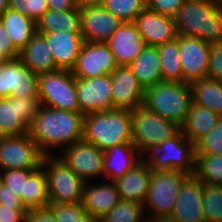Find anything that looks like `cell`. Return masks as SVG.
I'll use <instances>...</instances> for the list:
<instances>
[{
    "mask_svg": "<svg viewBox=\"0 0 222 222\" xmlns=\"http://www.w3.org/2000/svg\"><path fill=\"white\" fill-rule=\"evenodd\" d=\"M102 6L122 22H134L147 8L146 0H104Z\"/></svg>",
    "mask_w": 222,
    "mask_h": 222,
    "instance_id": "8d00e7d4",
    "label": "cell"
},
{
    "mask_svg": "<svg viewBox=\"0 0 222 222\" xmlns=\"http://www.w3.org/2000/svg\"><path fill=\"white\" fill-rule=\"evenodd\" d=\"M47 2L50 10L67 11L77 7L75 0H47Z\"/></svg>",
    "mask_w": 222,
    "mask_h": 222,
    "instance_id": "c3c4849f",
    "label": "cell"
},
{
    "mask_svg": "<svg viewBox=\"0 0 222 222\" xmlns=\"http://www.w3.org/2000/svg\"><path fill=\"white\" fill-rule=\"evenodd\" d=\"M178 35L198 37L209 44L222 42V2L186 0L174 16Z\"/></svg>",
    "mask_w": 222,
    "mask_h": 222,
    "instance_id": "7a4b0ae2",
    "label": "cell"
},
{
    "mask_svg": "<svg viewBox=\"0 0 222 222\" xmlns=\"http://www.w3.org/2000/svg\"><path fill=\"white\" fill-rule=\"evenodd\" d=\"M61 153V160L85 182L91 178H99L100 175L104 176V151L96 145L82 140L69 145Z\"/></svg>",
    "mask_w": 222,
    "mask_h": 222,
    "instance_id": "5bb4252c",
    "label": "cell"
},
{
    "mask_svg": "<svg viewBox=\"0 0 222 222\" xmlns=\"http://www.w3.org/2000/svg\"><path fill=\"white\" fill-rule=\"evenodd\" d=\"M9 9L23 14V9H25V0H9Z\"/></svg>",
    "mask_w": 222,
    "mask_h": 222,
    "instance_id": "681fc988",
    "label": "cell"
},
{
    "mask_svg": "<svg viewBox=\"0 0 222 222\" xmlns=\"http://www.w3.org/2000/svg\"><path fill=\"white\" fill-rule=\"evenodd\" d=\"M21 199L28 209L49 207L47 177L42 166L28 176Z\"/></svg>",
    "mask_w": 222,
    "mask_h": 222,
    "instance_id": "1f68e13d",
    "label": "cell"
},
{
    "mask_svg": "<svg viewBox=\"0 0 222 222\" xmlns=\"http://www.w3.org/2000/svg\"><path fill=\"white\" fill-rule=\"evenodd\" d=\"M38 97V75L19 59H8L0 64V99Z\"/></svg>",
    "mask_w": 222,
    "mask_h": 222,
    "instance_id": "4fadbf2b",
    "label": "cell"
},
{
    "mask_svg": "<svg viewBox=\"0 0 222 222\" xmlns=\"http://www.w3.org/2000/svg\"><path fill=\"white\" fill-rule=\"evenodd\" d=\"M105 43L118 66H129L146 46L133 22H123Z\"/></svg>",
    "mask_w": 222,
    "mask_h": 222,
    "instance_id": "44dd1931",
    "label": "cell"
},
{
    "mask_svg": "<svg viewBox=\"0 0 222 222\" xmlns=\"http://www.w3.org/2000/svg\"><path fill=\"white\" fill-rule=\"evenodd\" d=\"M58 31L81 32L79 7L67 11L48 9L36 21V32L40 34Z\"/></svg>",
    "mask_w": 222,
    "mask_h": 222,
    "instance_id": "f546056e",
    "label": "cell"
},
{
    "mask_svg": "<svg viewBox=\"0 0 222 222\" xmlns=\"http://www.w3.org/2000/svg\"><path fill=\"white\" fill-rule=\"evenodd\" d=\"M121 198L117 187L113 181L105 183H96V185H88L85 183L82 205L89 216L101 219L105 214L111 211Z\"/></svg>",
    "mask_w": 222,
    "mask_h": 222,
    "instance_id": "603a6c76",
    "label": "cell"
},
{
    "mask_svg": "<svg viewBox=\"0 0 222 222\" xmlns=\"http://www.w3.org/2000/svg\"><path fill=\"white\" fill-rule=\"evenodd\" d=\"M8 60L1 52H0V64Z\"/></svg>",
    "mask_w": 222,
    "mask_h": 222,
    "instance_id": "db71d44e",
    "label": "cell"
},
{
    "mask_svg": "<svg viewBox=\"0 0 222 222\" xmlns=\"http://www.w3.org/2000/svg\"><path fill=\"white\" fill-rule=\"evenodd\" d=\"M117 67L106 43L84 41L71 73L76 79L94 78L111 75Z\"/></svg>",
    "mask_w": 222,
    "mask_h": 222,
    "instance_id": "7c38bea8",
    "label": "cell"
},
{
    "mask_svg": "<svg viewBox=\"0 0 222 222\" xmlns=\"http://www.w3.org/2000/svg\"><path fill=\"white\" fill-rule=\"evenodd\" d=\"M42 167L47 177L49 205L82 202L85 181L56 155H45Z\"/></svg>",
    "mask_w": 222,
    "mask_h": 222,
    "instance_id": "ba28073f",
    "label": "cell"
},
{
    "mask_svg": "<svg viewBox=\"0 0 222 222\" xmlns=\"http://www.w3.org/2000/svg\"><path fill=\"white\" fill-rule=\"evenodd\" d=\"M147 222H173L170 219L166 218V219H154L151 221H147Z\"/></svg>",
    "mask_w": 222,
    "mask_h": 222,
    "instance_id": "f5cc1de1",
    "label": "cell"
},
{
    "mask_svg": "<svg viewBox=\"0 0 222 222\" xmlns=\"http://www.w3.org/2000/svg\"><path fill=\"white\" fill-rule=\"evenodd\" d=\"M220 118L221 116L208 108L191 102L187 117L180 126V131L195 144L218 124Z\"/></svg>",
    "mask_w": 222,
    "mask_h": 222,
    "instance_id": "4316f807",
    "label": "cell"
},
{
    "mask_svg": "<svg viewBox=\"0 0 222 222\" xmlns=\"http://www.w3.org/2000/svg\"><path fill=\"white\" fill-rule=\"evenodd\" d=\"M25 222H58L52 209L45 208H32L26 214Z\"/></svg>",
    "mask_w": 222,
    "mask_h": 222,
    "instance_id": "f6af8a7d",
    "label": "cell"
},
{
    "mask_svg": "<svg viewBox=\"0 0 222 222\" xmlns=\"http://www.w3.org/2000/svg\"><path fill=\"white\" fill-rule=\"evenodd\" d=\"M77 7L102 5L104 0H75Z\"/></svg>",
    "mask_w": 222,
    "mask_h": 222,
    "instance_id": "f907efd6",
    "label": "cell"
},
{
    "mask_svg": "<svg viewBox=\"0 0 222 222\" xmlns=\"http://www.w3.org/2000/svg\"><path fill=\"white\" fill-rule=\"evenodd\" d=\"M194 146L195 154L222 155V117L218 124Z\"/></svg>",
    "mask_w": 222,
    "mask_h": 222,
    "instance_id": "f35d334b",
    "label": "cell"
},
{
    "mask_svg": "<svg viewBox=\"0 0 222 222\" xmlns=\"http://www.w3.org/2000/svg\"><path fill=\"white\" fill-rule=\"evenodd\" d=\"M133 23L146 46L157 47L174 41L178 36L174 17L159 14L147 8L135 18Z\"/></svg>",
    "mask_w": 222,
    "mask_h": 222,
    "instance_id": "d6986e66",
    "label": "cell"
},
{
    "mask_svg": "<svg viewBox=\"0 0 222 222\" xmlns=\"http://www.w3.org/2000/svg\"><path fill=\"white\" fill-rule=\"evenodd\" d=\"M60 70L71 71L83 45L81 32H50L42 34Z\"/></svg>",
    "mask_w": 222,
    "mask_h": 222,
    "instance_id": "7402d4cb",
    "label": "cell"
},
{
    "mask_svg": "<svg viewBox=\"0 0 222 222\" xmlns=\"http://www.w3.org/2000/svg\"><path fill=\"white\" fill-rule=\"evenodd\" d=\"M58 222H98L88 215L82 202L49 205Z\"/></svg>",
    "mask_w": 222,
    "mask_h": 222,
    "instance_id": "74e56055",
    "label": "cell"
},
{
    "mask_svg": "<svg viewBox=\"0 0 222 222\" xmlns=\"http://www.w3.org/2000/svg\"><path fill=\"white\" fill-rule=\"evenodd\" d=\"M41 103L38 97L9 96L0 99V137L29 133Z\"/></svg>",
    "mask_w": 222,
    "mask_h": 222,
    "instance_id": "30bf717a",
    "label": "cell"
},
{
    "mask_svg": "<svg viewBox=\"0 0 222 222\" xmlns=\"http://www.w3.org/2000/svg\"><path fill=\"white\" fill-rule=\"evenodd\" d=\"M142 157L133 143L111 147L104 151V176L114 182L137 165Z\"/></svg>",
    "mask_w": 222,
    "mask_h": 222,
    "instance_id": "d4e9b609",
    "label": "cell"
},
{
    "mask_svg": "<svg viewBox=\"0 0 222 222\" xmlns=\"http://www.w3.org/2000/svg\"><path fill=\"white\" fill-rule=\"evenodd\" d=\"M211 44L198 37L179 35L183 82L191 83L207 77Z\"/></svg>",
    "mask_w": 222,
    "mask_h": 222,
    "instance_id": "2e32d148",
    "label": "cell"
},
{
    "mask_svg": "<svg viewBox=\"0 0 222 222\" xmlns=\"http://www.w3.org/2000/svg\"><path fill=\"white\" fill-rule=\"evenodd\" d=\"M113 109L133 111L143 106L144 88L129 66H118L110 75Z\"/></svg>",
    "mask_w": 222,
    "mask_h": 222,
    "instance_id": "ac0fdd59",
    "label": "cell"
},
{
    "mask_svg": "<svg viewBox=\"0 0 222 222\" xmlns=\"http://www.w3.org/2000/svg\"><path fill=\"white\" fill-rule=\"evenodd\" d=\"M13 46L20 52L36 33V22L15 10L8 9L0 16Z\"/></svg>",
    "mask_w": 222,
    "mask_h": 222,
    "instance_id": "f1b7e54d",
    "label": "cell"
},
{
    "mask_svg": "<svg viewBox=\"0 0 222 222\" xmlns=\"http://www.w3.org/2000/svg\"><path fill=\"white\" fill-rule=\"evenodd\" d=\"M202 183L222 186V155L195 154V174Z\"/></svg>",
    "mask_w": 222,
    "mask_h": 222,
    "instance_id": "836d02e7",
    "label": "cell"
},
{
    "mask_svg": "<svg viewBox=\"0 0 222 222\" xmlns=\"http://www.w3.org/2000/svg\"><path fill=\"white\" fill-rule=\"evenodd\" d=\"M29 210H14L13 207L0 204V222H25Z\"/></svg>",
    "mask_w": 222,
    "mask_h": 222,
    "instance_id": "7dc6e473",
    "label": "cell"
},
{
    "mask_svg": "<svg viewBox=\"0 0 222 222\" xmlns=\"http://www.w3.org/2000/svg\"><path fill=\"white\" fill-rule=\"evenodd\" d=\"M36 169H10L1 170L0 177L1 182L4 183L8 188L21 197L24 194V183H26L28 176Z\"/></svg>",
    "mask_w": 222,
    "mask_h": 222,
    "instance_id": "ab89813d",
    "label": "cell"
},
{
    "mask_svg": "<svg viewBox=\"0 0 222 222\" xmlns=\"http://www.w3.org/2000/svg\"><path fill=\"white\" fill-rule=\"evenodd\" d=\"M129 68L144 89L162 82L160 55L157 47L145 46Z\"/></svg>",
    "mask_w": 222,
    "mask_h": 222,
    "instance_id": "83f0119b",
    "label": "cell"
},
{
    "mask_svg": "<svg viewBox=\"0 0 222 222\" xmlns=\"http://www.w3.org/2000/svg\"><path fill=\"white\" fill-rule=\"evenodd\" d=\"M186 0H146L147 9L174 17Z\"/></svg>",
    "mask_w": 222,
    "mask_h": 222,
    "instance_id": "b9f144b4",
    "label": "cell"
},
{
    "mask_svg": "<svg viewBox=\"0 0 222 222\" xmlns=\"http://www.w3.org/2000/svg\"><path fill=\"white\" fill-rule=\"evenodd\" d=\"M76 95L79 112L84 115L113 109L110 75L76 79Z\"/></svg>",
    "mask_w": 222,
    "mask_h": 222,
    "instance_id": "9a60e30c",
    "label": "cell"
},
{
    "mask_svg": "<svg viewBox=\"0 0 222 222\" xmlns=\"http://www.w3.org/2000/svg\"><path fill=\"white\" fill-rule=\"evenodd\" d=\"M132 111L112 109L84 115L83 140L105 151L132 143Z\"/></svg>",
    "mask_w": 222,
    "mask_h": 222,
    "instance_id": "3957f363",
    "label": "cell"
},
{
    "mask_svg": "<svg viewBox=\"0 0 222 222\" xmlns=\"http://www.w3.org/2000/svg\"><path fill=\"white\" fill-rule=\"evenodd\" d=\"M202 208L206 222H222V186L203 183Z\"/></svg>",
    "mask_w": 222,
    "mask_h": 222,
    "instance_id": "d590c367",
    "label": "cell"
},
{
    "mask_svg": "<svg viewBox=\"0 0 222 222\" xmlns=\"http://www.w3.org/2000/svg\"><path fill=\"white\" fill-rule=\"evenodd\" d=\"M38 98L42 106L79 112L76 78L69 70H56L38 75Z\"/></svg>",
    "mask_w": 222,
    "mask_h": 222,
    "instance_id": "9c48e42d",
    "label": "cell"
},
{
    "mask_svg": "<svg viewBox=\"0 0 222 222\" xmlns=\"http://www.w3.org/2000/svg\"><path fill=\"white\" fill-rule=\"evenodd\" d=\"M143 159L152 172L182 171L188 175L195 174V146L179 130L170 139L165 140L148 152Z\"/></svg>",
    "mask_w": 222,
    "mask_h": 222,
    "instance_id": "8992f818",
    "label": "cell"
},
{
    "mask_svg": "<svg viewBox=\"0 0 222 222\" xmlns=\"http://www.w3.org/2000/svg\"><path fill=\"white\" fill-rule=\"evenodd\" d=\"M192 102L222 117V81L205 77L190 83Z\"/></svg>",
    "mask_w": 222,
    "mask_h": 222,
    "instance_id": "4dcf8cb0",
    "label": "cell"
},
{
    "mask_svg": "<svg viewBox=\"0 0 222 222\" xmlns=\"http://www.w3.org/2000/svg\"><path fill=\"white\" fill-rule=\"evenodd\" d=\"M203 183L190 175L183 183L171 216L173 222H206L202 208Z\"/></svg>",
    "mask_w": 222,
    "mask_h": 222,
    "instance_id": "ffe728a7",
    "label": "cell"
},
{
    "mask_svg": "<svg viewBox=\"0 0 222 222\" xmlns=\"http://www.w3.org/2000/svg\"><path fill=\"white\" fill-rule=\"evenodd\" d=\"M132 143L144 157L165 140L170 139L180 127L173 121L140 106L132 111Z\"/></svg>",
    "mask_w": 222,
    "mask_h": 222,
    "instance_id": "52a82bcc",
    "label": "cell"
},
{
    "mask_svg": "<svg viewBox=\"0 0 222 222\" xmlns=\"http://www.w3.org/2000/svg\"><path fill=\"white\" fill-rule=\"evenodd\" d=\"M9 9V0H0V16Z\"/></svg>",
    "mask_w": 222,
    "mask_h": 222,
    "instance_id": "816d5d0a",
    "label": "cell"
},
{
    "mask_svg": "<svg viewBox=\"0 0 222 222\" xmlns=\"http://www.w3.org/2000/svg\"><path fill=\"white\" fill-rule=\"evenodd\" d=\"M160 55L162 82L183 83V70L180 61L179 35L174 41L157 46Z\"/></svg>",
    "mask_w": 222,
    "mask_h": 222,
    "instance_id": "d6a6232c",
    "label": "cell"
},
{
    "mask_svg": "<svg viewBox=\"0 0 222 222\" xmlns=\"http://www.w3.org/2000/svg\"><path fill=\"white\" fill-rule=\"evenodd\" d=\"M45 154L29 133L0 137V169H39Z\"/></svg>",
    "mask_w": 222,
    "mask_h": 222,
    "instance_id": "8fae6325",
    "label": "cell"
},
{
    "mask_svg": "<svg viewBox=\"0 0 222 222\" xmlns=\"http://www.w3.org/2000/svg\"><path fill=\"white\" fill-rule=\"evenodd\" d=\"M18 59L37 75L59 70L44 36L38 32L19 52Z\"/></svg>",
    "mask_w": 222,
    "mask_h": 222,
    "instance_id": "484cf974",
    "label": "cell"
},
{
    "mask_svg": "<svg viewBox=\"0 0 222 222\" xmlns=\"http://www.w3.org/2000/svg\"><path fill=\"white\" fill-rule=\"evenodd\" d=\"M190 175L182 171L151 172L148 192L143 203L147 221L169 218L184 181ZM151 213V215H150Z\"/></svg>",
    "mask_w": 222,
    "mask_h": 222,
    "instance_id": "5b68a950",
    "label": "cell"
},
{
    "mask_svg": "<svg viewBox=\"0 0 222 222\" xmlns=\"http://www.w3.org/2000/svg\"><path fill=\"white\" fill-rule=\"evenodd\" d=\"M207 77L222 81V42L211 44Z\"/></svg>",
    "mask_w": 222,
    "mask_h": 222,
    "instance_id": "60d3db41",
    "label": "cell"
},
{
    "mask_svg": "<svg viewBox=\"0 0 222 222\" xmlns=\"http://www.w3.org/2000/svg\"><path fill=\"white\" fill-rule=\"evenodd\" d=\"M191 102L189 83L163 81L144 89L143 106L179 127L187 117Z\"/></svg>",
    "mask_w": 222,
    "mask_h": 222,
    "instance_id": "277c9868",
    "label": "cell"
},
{
    "mask_svg": "<svg viewBox=\"0 0 222 222\" xmlns=\"http://www.w3.org/2000/svg\"><path fill=\"white\" fill-rule=\"evenodd\" d=\"M84 114L58 110L47 106L39 108L29 135L45 155H52L49 148L69 145L83 140Z\"/></svg>",
    "mask_w": 222,
    "mask_h": 222,
    "instance_id": "6da1fadb",
    "label": "cell"
},
{
    "mask_svg": "<svg viewBox=\"0 0 222 222\" xmlns=\"http://www.w3.org/2000/svg\"><path fill=\"white\" fill-rule=\"evenodd\" d=\"M98 222H147L143 205L134 201L120 202Z\"/></svg>",
    "mask_w": 222,
    "mask_h": 222,
    "instance_id": "e575fe53",
    "label": "cell"
},
{
    "mask_svg": "<svg viewBox=\"0 0 222 222\" xmlns=\"http://www.w3.org/2000/svg\"><path fill=\"white\" fill-rule=\"evenodd\" d=\"M48 9L47 0H25L23 14L32 18L36 22Z\"/></svg>",
    "mask_w": 222,
    "mask_h": 222,
    "instance_id": "ee69618b",
    "label": "cell"
},
{
    "mask_svg": "<svg viewBox=\"0 0 222 222\" xmlns=\"http://www.w3.org/2000/svg\"><path fill=\"white\" fill-rule=\"evenodd\" d=\"M0 204L13 207L14 210H29L23 203L20 196L16 195L12 189L0 182Z\"/></svg>",
    "mask_w": 222,
    "mask_h": 222,
    "instance_id": "7bdbcfd3",
    "label": "cell"
},
{
    "mask_svg": "<svg viewBox=\"0 0 222 222\" xmlns=\"http://www.w3.org/2000/svg\"><path fill=\"white\" fill-rule=\"evenodd\" d=\"M0 52L7 59L19 58V51L13 46L7 32L4 29V26L1 20H0Z\"/></svg>",
    "mask_w": 222,
    "mask_h": 222,
    "instance_id": "bcb514c9",
    "label": "cell"
},
{
    "mask_svg": "<svg viewBox=\"0 0 222 222\" xmlns=\"http://www.w3.org/2000/svg\"><path fill=\"white\" fill-rule=\"evenodd\" d=\"M151 172L148 163L142 159L123 177L114 181L121 200L143 205L147 197Z\"/></svg>",
    "mask_w": 222,
    "mask_h": 222,
    "instance_id": "cb8c5ba5",
    "label": "cell"
},
{
    "mask_svg": "<svg viewBox=\"0 0 222 222\" xmlns=\"http://www.w3.org/2000/svg\"><path fill=\"white\" fill-rule=\"evenodd\" d=\"M81 35L86 42L105 43L123 23L102 5L79 8Z\"/></svg>",
    "mask_w": 222,
    "mask_h": 222,
    "instance_id": "e0dca14e",
    "label": "cell"
}]
</instances>
